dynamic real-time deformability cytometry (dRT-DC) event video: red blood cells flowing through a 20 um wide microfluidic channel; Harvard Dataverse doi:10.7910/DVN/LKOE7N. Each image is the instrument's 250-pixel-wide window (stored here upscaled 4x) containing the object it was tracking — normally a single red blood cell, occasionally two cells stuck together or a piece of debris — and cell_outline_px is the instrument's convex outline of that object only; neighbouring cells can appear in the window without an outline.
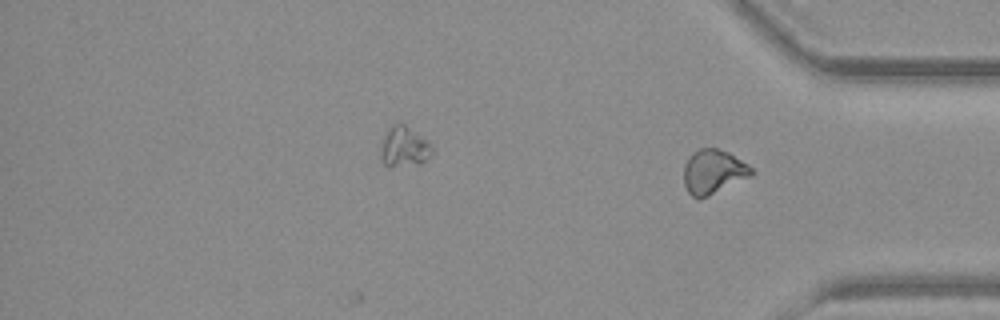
{"species": "common noctule bat (a hibernating species)", "species_latin": "Nyctalus noctula", "temperature_condition": "warm", "stored_images_in_passage": 30, "camera_frame_rate_fps": 3000, "um_per_image_px": 0.085, "animal": {"sex": "female", "body_mass_g": 19.3, "forearm_length_mm": 54.1}, "frame": {"image": 1, "passage_image": 30, "time_ms": 9.667, "image_size_px": [1000, 320], "cell_outline_px": [[756, 172], [700, 200], [692, 196], [688, 192], [684, 184], [684, 164], [688, 156], [692, 152], [700, 148], [716, 148], [728, 152], [748, 164]], "centroid_in_image_um": [60.59, 14.58], "position_along_channel_um": 374.6, "area_um2": 17.34}}